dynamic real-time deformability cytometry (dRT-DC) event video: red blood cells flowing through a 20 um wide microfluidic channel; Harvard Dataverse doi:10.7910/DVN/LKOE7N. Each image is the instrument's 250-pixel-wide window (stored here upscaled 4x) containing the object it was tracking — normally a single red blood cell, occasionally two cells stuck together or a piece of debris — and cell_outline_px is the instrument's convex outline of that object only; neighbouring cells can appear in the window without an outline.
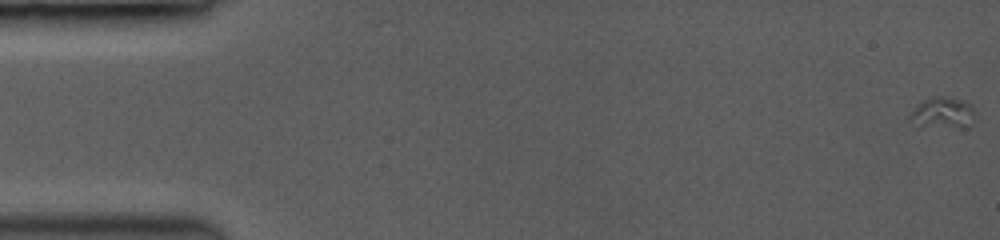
{"species": "common noctule bat (a hibernating species)", "species_latin": "Nyctalus noctula", "temperature_condition": "room temperature", "stored_images_in_passage": 20, "camera_frame_rate_fps": 3500, "um_per_image_px": 0.085, "animal": {"sex": "female", "body_mass_g": 19.0, "forearm_length_mm": 53.3}, "frame": {"image": 1, "passage_image": 1, "time_ms": 0.0, "image_size_px": [1000, 240], "cell_outline_px": [[976, 116], [972, 124], [968, 128], [920, 128], [908, 120], [908, 116], [924, 100], [932, 96], [944, 96], [964, 100], [972, 104]], "centroid_in_image_um": [80.17, 9.64], "position_along_channel_um": 4.8, "area_um2": 12.54}}